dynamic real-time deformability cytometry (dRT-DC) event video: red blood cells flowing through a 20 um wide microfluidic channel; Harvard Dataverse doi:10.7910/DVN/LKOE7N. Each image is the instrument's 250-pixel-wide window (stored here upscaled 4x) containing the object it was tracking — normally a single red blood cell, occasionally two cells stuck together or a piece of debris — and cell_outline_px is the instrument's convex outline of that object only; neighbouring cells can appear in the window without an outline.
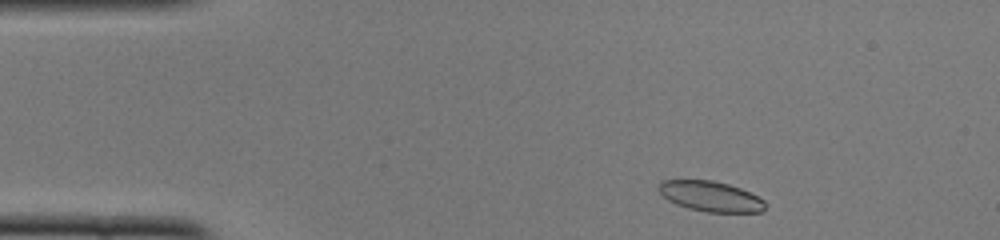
{"species": "common noctule bat (a hibernating species)", "species_latin": "Nyctalus noctula", "temperature_condition": "cold", "stored_images_in_passage": 45, "camera_frame_rate_fps": 3000, "um_per_image_px": 0.085, "animal": {"sex": "female", "body_mass_g": 22.0, "forearm_length_mm": 56.7}, "frame": {"image": 1, "passage_image": 2, "time_ms": 0.333, "image_size_px": [1000, 240], "cell_outline_px": [[764, 208], [760, 212], [708, 212], [688, 208], [676, 204], [668, 200], [656, 188], [660, 180], [712, 180], [728, 184], [740, 188], [764, 200]], "centroid_in_image_um": [60.34, 16.68], "position_along_channel_um": 24.7, "area_um2": 18.67}}
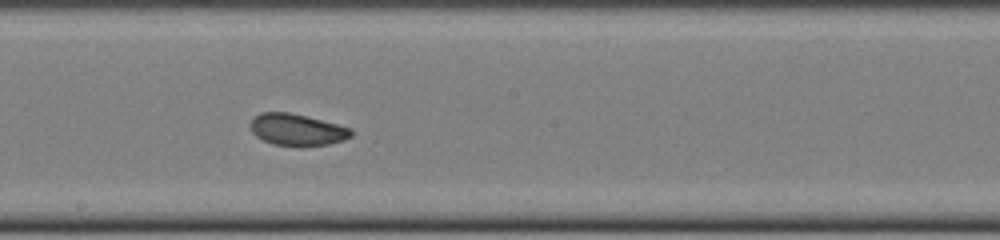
{"frame": {"image": 2, "passage_image": 22, "time_ms": 7.0, "image_size_px": [1000, 240], "cell_outline_px": [[352, 136], [344, 140], [328, 144], [300, 148], [296, 148], [272, 144], [256, 136], [252, 132], [248, 124], [252, 116], [260, 112], [288, 112], [352, 128]], "centroid_in_image_um": [25.19, 11.05], "position_along_channel_um": 223.0, "area_um2": 19.07}}
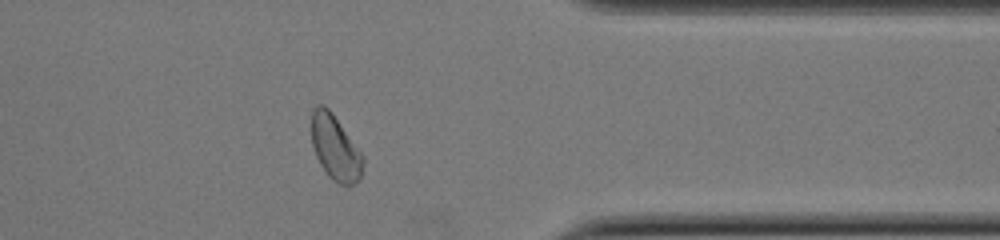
{"frame": {"image": 3, "passage_image": 35, "time_ms": 11.333, "image_size_px": [1000, 240], "cell_outline_px": [[364, 164], [360, 176], [352, 184], [340, 184], [332, 180], [328, 176], [320, 164], [316, 156], [312, 144], [312, 108], [316, 104], [324, 104], [332, 112], [364, 156]], "centroid_in_image_um": [28.48, 12.52], "position_along_channel_um": 382.9, "area_um2": 19.42}, "authors_computed_cell_mechanics": {"area_um2": 19.2474, "velocity_mm_per_s": 3.973, "shape_relaxation_time_tau1_ms": 5.2965, "shape_relaxation_time_tau2_ms": 2.5674, "deformation_change_tau1": 0.106, "deformation_change_tau2": 0.0606}}